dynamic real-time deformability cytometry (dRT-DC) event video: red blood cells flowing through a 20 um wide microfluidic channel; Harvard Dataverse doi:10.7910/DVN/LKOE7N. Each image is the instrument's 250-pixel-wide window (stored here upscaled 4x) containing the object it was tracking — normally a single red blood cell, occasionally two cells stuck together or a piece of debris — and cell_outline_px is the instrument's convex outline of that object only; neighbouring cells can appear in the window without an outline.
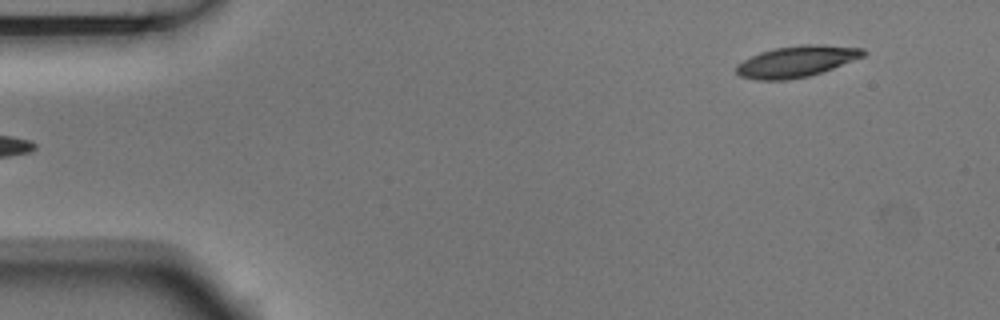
{"species": "Egyptian fruit bat (a non-hibernating species)", "species_latin": "Rousettus aegyptiacus", "temperature_condition": "room temperature", "stored_images_in_passage": 6, "camera_frame_rate_fps": 3000, "um_per_image_px": 0.085, "animal": {"sex": "male"}, "frame": {"image": 1, "passage_image": 6, "time_ms": 1.667, "image_size_px": [1000, 320], "cell_outline_px": [[868, 52], [864, 56], [832, 68], [808, 76], [784, 80], [756, 80], [740, 76], [736, 72], [736, 64], [760, 52], [776, 48], [804, 44], [824, 44], [864, 48]], "centroid_in_image_um": [67.72, 5.21], "position_along_channel_um": 17.3, "area_um2": 23.0}}